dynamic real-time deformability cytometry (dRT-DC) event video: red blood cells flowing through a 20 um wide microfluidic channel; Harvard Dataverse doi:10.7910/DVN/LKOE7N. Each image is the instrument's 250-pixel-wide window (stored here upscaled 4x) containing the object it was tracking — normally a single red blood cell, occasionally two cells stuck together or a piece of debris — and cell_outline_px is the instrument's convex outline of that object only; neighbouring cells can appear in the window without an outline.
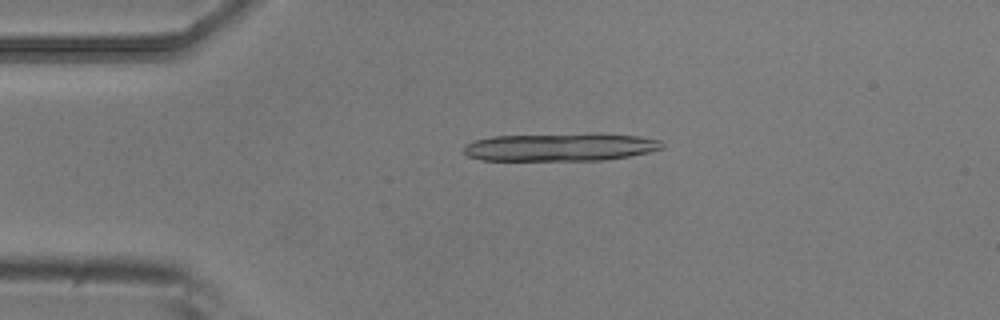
{"species": "common noctule bat (a hibernating species)", "species_latin": "Nyctalus noctula", "temperature_condition": "room temperature", "stored_images_in_passage": 4, "camera_frame_rate_fps": 3000, "um_per_image_px": 0.085, "animal": {"sex": "male", "body_mass_g": 20.5, "forearm_length_mm": 52.5}, "frame": {"image": 1, "passage_image": 3, "time_ms": 0.667, "image_size_px": [1000, 320], "cell_outline_px": [[664, 148], [648, 152], [628, 156], [604, 160], [480, 160], [468, 156], [464, 152], [464, 144], [476, 140], [492, 136], [592, 132], [600, 132], [640, 136], [660, 140], [664, 144]], "centroid_in_image_um": [47.67, 12.47], "position_along_channel_um": 37.3, "area_um2": 33.0}}